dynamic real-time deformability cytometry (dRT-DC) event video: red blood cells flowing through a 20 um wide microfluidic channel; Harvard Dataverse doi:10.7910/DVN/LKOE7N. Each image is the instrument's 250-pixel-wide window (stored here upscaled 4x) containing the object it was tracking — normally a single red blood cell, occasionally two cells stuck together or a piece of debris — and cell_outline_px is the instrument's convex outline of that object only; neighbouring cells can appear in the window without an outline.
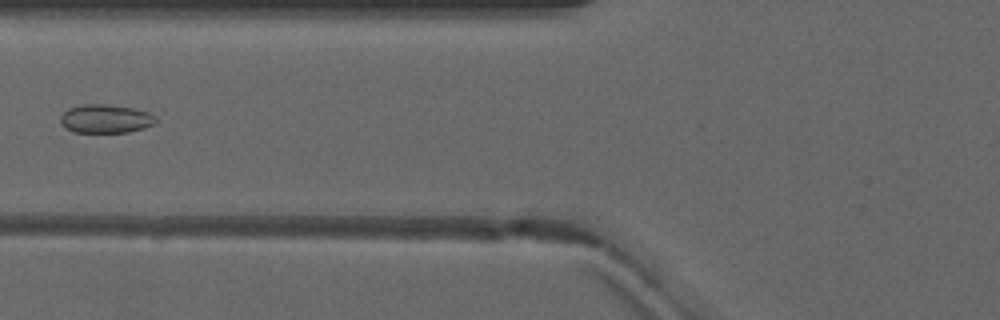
{"species": "common noctule bat (a hibernating species)", "species_latin": "Nyctalus noctula", "temperature_condition": "warm", "stored_images_in_passage": 5, "camera_frame_rate_fps": 3000, "um_per_image_px": 0.085, "animal": {"sex": "male", "forearm_length_mm": 52.5}, "frame": {"image": 1, "passage_image": 3, "time_ms": 3.333, "image_size_px": [1000, 320], "cell_outline_px": [[164, 108], [160, 120], [156, 124], [144, 128], [128, 132], [72, 132], [60, 120], [60, 116], [68, 108], [84, 104], [108, 104]], "centroid_in_image_um": [9.34, 10.02], "position_along_channel_um": 116.5, "area_um2": 17.46}}
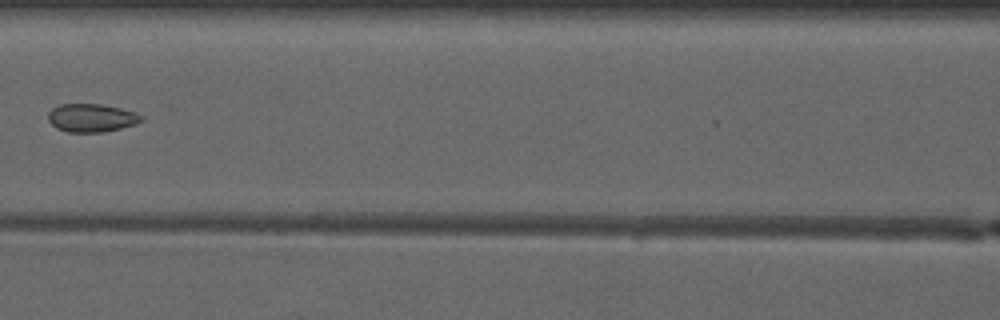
{"frame": {"image": 2, "passage_image": 4, "time_ms": 4.333, "image_size_px": [1000, 320], "cell_outline_px": [[144, 120], [136, 124], [104, 132], [68, 132], [56, 128], [48, 120], [48, 112], [52, 108], [60, 104], [100, 104], [120, 108], [136, 112], [144, 116]], "centroid_in_image_um": [7.79, 10.02], "position_along_channel_um": 158.8, "area_um2": 15.43}}
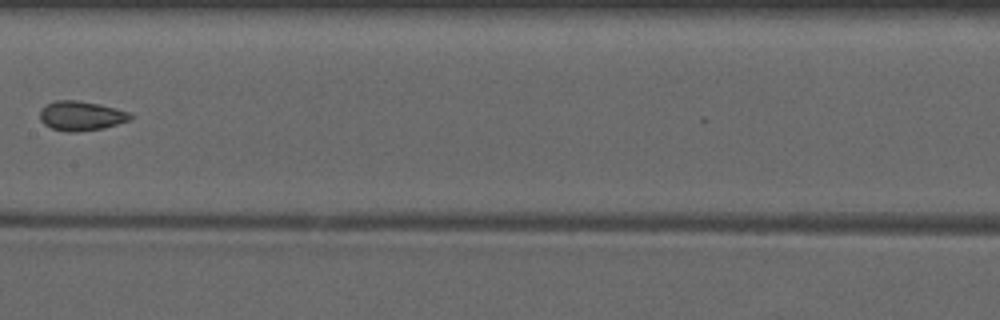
{"frame": {"image": 3, "passage_image": 5, "time_ms": 5.333, "image_size_px": [1000, 320], "cell_outline_px": [[136, 116], [132, 120], [104, 128], [76, 132], [68, 132], [52, 128], [44, 124], [40, 120], [40, 108], [56, 100], [76, 100], [100, 104], [132, 112]], "centroid_in_image_um": [6.96, 9.84], "position_along_channel_um": 200.4, "area_um2": 15.84}}